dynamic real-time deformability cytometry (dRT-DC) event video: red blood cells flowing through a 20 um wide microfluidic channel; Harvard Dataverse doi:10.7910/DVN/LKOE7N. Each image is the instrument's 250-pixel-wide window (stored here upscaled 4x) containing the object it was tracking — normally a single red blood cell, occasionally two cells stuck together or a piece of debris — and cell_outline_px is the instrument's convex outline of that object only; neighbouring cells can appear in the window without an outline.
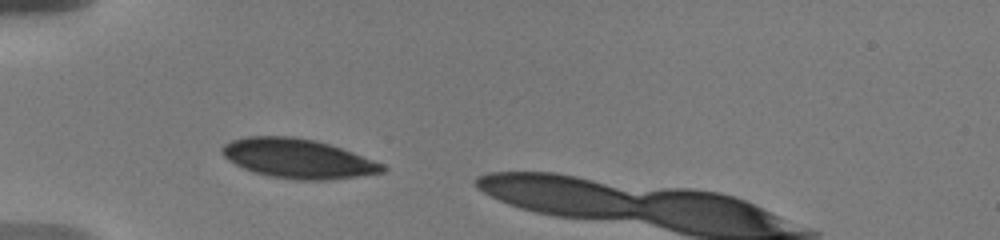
{"species": "human", "species_latin": "Homo sapiens", "temperature_condition": "warm", "stored_images_in_passage": 20, "camera_frame_rate_fps": 3000, "um_per_image_px": 0.085, "donor": {"sex": "male"}, "frame": {"image": 1, "passage_image": 2, "time_ms": 1.0, "image_size_px": [1000, 240], "cell_outline_px": [[388, 168], [384, 172], [328, 180], [296, 180], [272, 176], [256, 172], [244, 168], [228, 160], [220, 152], [220, 148], [224, 144], [232, 140], [248, 136], [292, 136], [316, 140], [352, 152], [384, 164]], "centroid_in_image_um": [25.31, 13.47], "position_along_channel_um": 59.7, "area_um2": 36.59}}
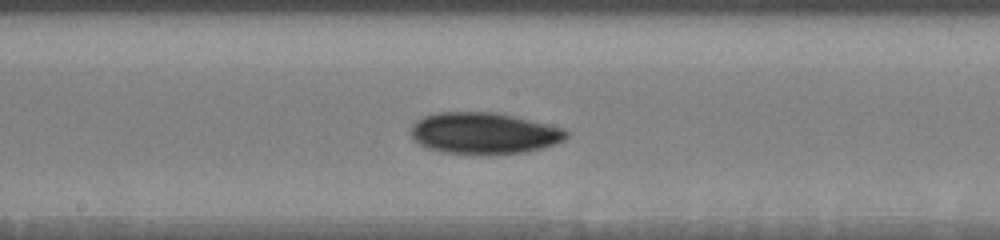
{"frame": {"image": 2, "passage_image": 8, "time_ms": 5.333, "image_size_px": [1000, 240], "cell_outline_px": [[568, 136], [564, 140], [556, 144], [524, 152], [480, 156], [448, 152], [432, 148], [420, 144], [412, 136], [412, 124], [416, 120], [424, 116], [436, 112], [492, 112], [516, 116], [564, 128], [568, 132]], "centroid_in_image_um": [41.18, 11.32], "position_along_channel_um": 207.0, "area_um2": 37.69}}
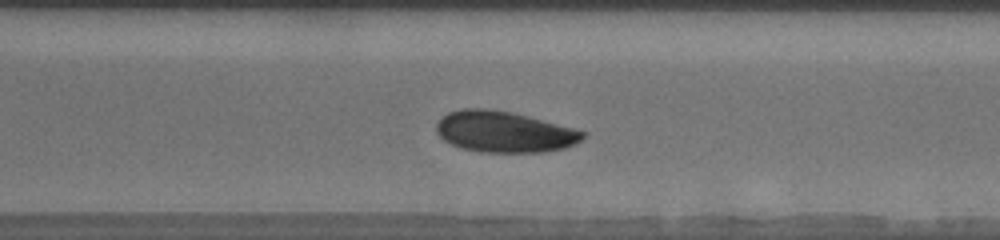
{"frame": {"image": 3, "passage_image": 14, "time_ms": 8.667, "image_size_px": [1000, 240], "cell_outline_px": [[584, 136], [580, 140], [564, 148], [544, 152], [484, 152], [460, 148], [444, 140], [436, 132], [436, 124], [448, 112], [464, 108], [484, 108], [512, 112], [528, 116], [572, 128], [584, 132]], "centroid_in_image_um": [42.81, 11.2], "position_along_channel_um": 327.8, "area_um2": 34.68}, "authors_computed_cell_mechanics": {"area_um2": 36.0961, "velocity_mm_per_s": 3.6326, "shape_relaxation_time_tau1_ms": 2.1399, "shape_relaxation_time_tau2_ms": null, "deformation_change_tau1": 0.0361, "deformation_change_tau2": null}}